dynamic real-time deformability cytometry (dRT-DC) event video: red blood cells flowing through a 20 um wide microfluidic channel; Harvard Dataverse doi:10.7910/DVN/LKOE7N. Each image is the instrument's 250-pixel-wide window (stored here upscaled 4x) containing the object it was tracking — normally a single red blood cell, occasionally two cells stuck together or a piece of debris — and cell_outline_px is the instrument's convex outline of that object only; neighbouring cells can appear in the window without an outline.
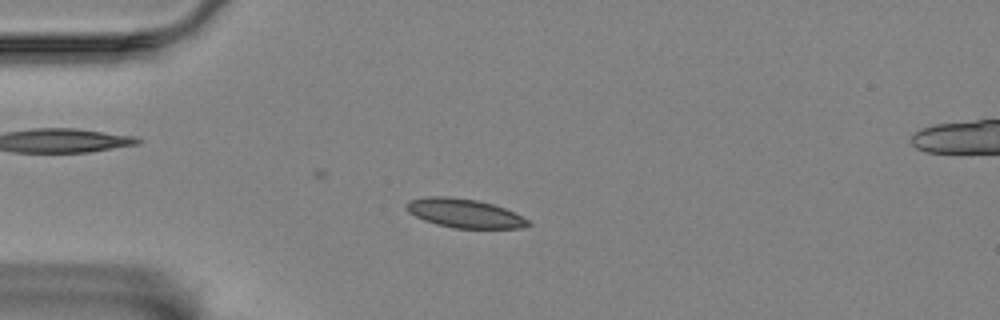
{"species": "Egyptian fruit bat (a non-hibernating species)", "species_latin": "Rousettus aegyptiacus", "temperature_condition": "room temperature", "stored_images_in_passage": 17, "camera_frame_rate_fps": 3000, "um_per_image_px": 0.085, "animal": {"sex": "female"}, "frame": {"image": 1, "passage_image": 4, "time_ms": 1.0, "image_size_px": [1000, 320], "cell_outline_px": [[532, 224], [524, 228], [452, 228], [436, 224], [424, 220], [408, 212], [404, 208], [408, 200], [428, 196], [448, 196], [476, 200], [492, 204], [504, 208], [528, 220]], "centroid_in_image_um": [39.43, 18.13], "position_along_channel_um": 45.6, "area_um2": 20.46}}
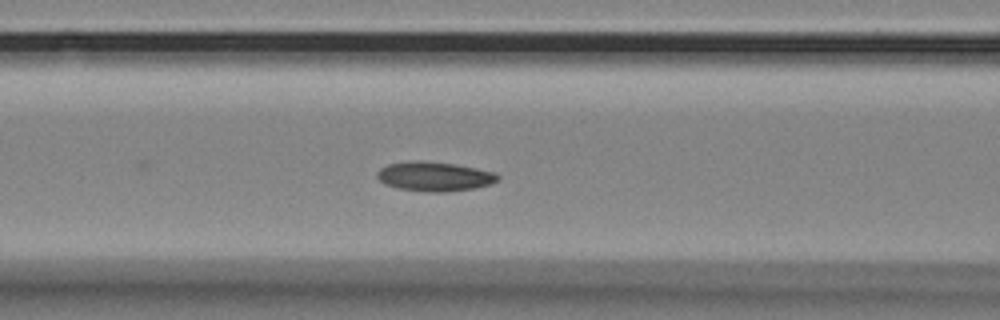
{"frame": {"image": 2, "passage_image": 13, "time_ms": 4.0, "image_size_px": [1000, 320], "cell_outline_px": [[500, 180], [476, 188], [444, 192], [428, 192], [400, 188], [384, 184], [376, 176], [376, 172], [380, 168], [388, 164], [408, 160], [420, 160], [456, 164], [496, 172], [500, 176]], "centroid_in_image_um": [36.93, 14.98], "position_along_channel_um": 129.7, "area_um2": 20.87}}
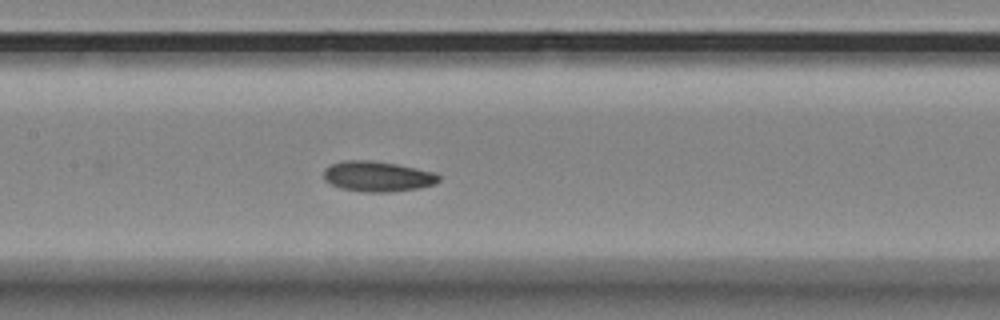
{"frame": {"image": 3, "passage_image": 17, "time_ms": 5.333, "image_size_px": [1000, 320], "cell_outline_px": [[440, 180], [436, 184], [420, 188], [388, 192], [360, 192], [340, 188], [324, 180], [324, 168], [340, 160], [372, 160], [396, 164], [436, 172], [440, 176]], "centroid_in_image_um": [32.1, 14.99], "position_along_channel_um": 175.3, "area_um2": 20.63}}